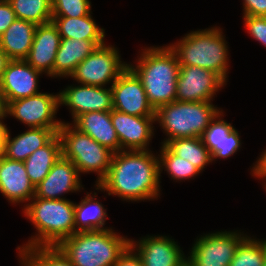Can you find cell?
Instances as JSON below:
<instances>
[{"label":"cell","instance_id":"34","mask_svg":"<svg viewBox=\"0 0 266 266\" xmlns=\"http://www.w3.org/2000/svg\"><path fill=\"white\" fill-rule=\"evenodd\" d=\"M247 32L266 47V17L243 16Z\"/></svg>","mask_w":266,"mask_h":266},{"label":"cell","instance_id":"20","mask_svg":"<svg viewBox=\"0 0 266 266\" xmlns=\"http://www.w3.org/2000/svg\"><path fill=\"white\" fill-rule=\"evenodd\" d=\"M222 116L224 114L221 109L201 137L211 153L212 161H216L217 158H229L241 147L238 131L231 123L223 120Z\"/></svg>","mask_w":266,"mask_h":266},{"label":"cell","instance_id":"7","mask_svg":"<svg viewBox=\"0 0 266 266\" xmlns=\"http://www.w3.org/2000/svg\"><path fill=\"white\" fill-rule=\"evenodd\" d=\"M57 134L62 156L72 161L79 173L95 172L98 177L95 185H98L107 176L114 153L71 123L62 122Z\"/></svg>","mask_w":266,"mask_h":266},{"label":"cell","instance_id":"40","mask_svg":"<svg viewBox=\"0 0 266 266\" xmlns=\"http://www.w3.org/2000/svg\"><path fill=\"white\" fill-rule=\"evenodd\" d=\"M11 59L5 54V52L0 48V79L7 68L8 63Z\"/></svg>","mask_w":266,"mask_h":266},{"label":"cell","instance_id":"17","mask_svg":"<svg viewBox=\"0 0 266 266\" xmlns=\"http://www.w3.org/2000/svg\"><path fill=\"white\" fill-rule=\"evenodd\" d=\"M41 75L25 60H11L0 79L6 103L40 93L38 82Z\"/></svg>","mask_w":266,"mask_h":266},{"label":"cell","instance_id":"19","mask_svg":"<svg viewBox=\"0 0 266 266\" xmlns=\"http://www.w3.org/2000/svg\"><path fill=\"white\" fill-rule=\"evenodd\" d=\"M0 192L10 203L29 202L35 195L24 162L0 158Z\"/></svg>","mask_w":266,"mask_h":266},{"label":"cell","instance_id":"24","mask_svg":"<svg viewBox=\"0 0 266 266\" xmlns=\"http://www.w3.org/2000/svg\"><path fill=\"white\" fill-rule=\"evenodd\" d=\"M36 27L35 23L16 18L0 36V48L11 60H25L32 47Z\"/></svg>","mask_w":266,"mask_h":266},{"label":"cell","instance_id":"23","mask_svg":"<svg viewBox=\"0 0 266 266\" xmlns=\"http://www.w3.org/2000/svg\"><path fill=\"white\" fill-rule=\"evenodd\" d=\"M58 130L59 128H29L14 138H11L8 130L4 144V157L24 162L35 150L46 145Z\"/></svg>","mask_w":266,"mask_h":266},{"label":"cell","instance_id":"4","mask_svg":"<svg viewBox=\"0 0 266 266\" xmlns=\"http://www.w3.org/2000/svg\"><path fill=\"white\" fill-rule=\"evenodd\" d=\"M169 47L177 55L180 66L204 68L227 82L228 45L220 27L192 31Z\"/></svg>","mask_w":266,"mask_h":266},{"label":"cell","instance_id":"37","mask_svg":"<svg viewBox=\"0 0 266 266\" xmlns=\"http://www.w3.org/2000/svg\"><path fill=\"white\" fill-rule=\"evenodd\" d=\"M114 266H143V264L137 253L129 246Z\"/></svg>","mask_w":266,"mask_h":266},{"label":"cell","instance_id":"28","mask_svg":"<svg viewBox=\"0 0 266 266\" xmlns=\"http://www.w3.org/2000/svg\"><path fill=\"white\" fill-rule=\"evenodd\" d=\"M165 146L176 156L188 160L200 171L212 163V156L202 138H178L168 141Z\"/></svg>","mask_w":266,"mask_h":266},{"label":"cell","instance_id":"15","mask_svg":"<svg viewBox=\"0 0 266 266\" xmlns=\"http://www.w3.org/2000/svg\"><path fill=\"white\" fill-rule=\"evenodd\" d=\"M130 247L136 251L143 266H180L187 257L181 247L167 236L156 235L130 239Z\"/></svg>","mask_w":266,"mask_h":266},{"label":"cell","instance_id":"12","mask_svg":"<svg viewBox=\"0 0 266 266\" xmlns=\"http://www.w3.org/2000/svg\"><path fill=\"white\" fill-rule=\"evenodd\" d=\"M113 109L133 116H155L141 80L129 68L110 86Z\"/></svg>","mask_w":266,"mask_h":266},{"label":"cell","instance_id":"32","mask_svg":"<svg viewBox=\"0 0 266 266\" xmlns=\"http://www.w3.org/2000/svg\"><path fill=\"white\" fill-rule=\"evenodd\" d=\"M161 151L158 154L159 158V169L160 176L161 171H167L171 179L173 180H187L193 178L201 173V171L190 163L179 156L174 155L165 145L161 144Z\"/></svg>","mask_w":266,"mask_h":266},{"label":"cell","instance_id":"3","mask_svg":"<svg viewBox=\"0 0 266 266\" xmlns=\"http://www.w3.org/2000/svg\"><path fill=\"white\" fill-rule=\"evenodd\" d=\"M31 202V203H30ZM25 204L23 213L34 224L37 234L17 250L36 246H57L63 239L76 233L75 203L69 199L33 197Z\"/></svg>","mask_w":266,"mask_h":266},{"label":"cell","instance_id":"30","mask_svg":"<svg viewBox=\"0 0 266 266\" xmlns=\"http://www.w3.org/2000/svg\"><path fill=\"white\" fill-rule=\"evenodd\" d=\"M17 19L43 25L52 22L51 0H8Z\"/></svg>","mask_w":266,"mask_h":266},{"label":"cell","instance_id":"16","mask_svg":"<svg viewBox=\"0 0 266 266\" xmlns=\"http://www.w3.org/2000/svg\"><path fill=\"white\" fill-rule=\"evenodd\" d=\"M80 173L72 161L63 156L55 162L46 177L35 186V197L42 199H65L63 194L80 192Z\"/></svg>","mask_w":266,"mask_h":266},{"label":"cell","instance_id":"29","mask_svg":"<svg viewBox=\"0 0 266 266\" xmlns=\"http://www.w3.org/2000/svg\"><path fill=\"white\" fill-rule=\"evenodd\" d=\"M22 266H74L58 246L20 248Z\"/></svg>","mask_w":266,"mask_h":266},{"label":"cell","instance_id":"6","mask_svg":"<svg viewBox=\"0 0 266 266\" xmlns=\"http://www.w3.org/2000/svg\"><path fill=\"white\" fill-rule=\"evenodd\" d=\"M220 112L211 101H173L155 110V121L168 136L161 144L178 138H201Z\"/></svg>","mask_w":266,"mask_h":266},{"label":"cell","instance_id":"26","mask_svg":"<svg viewBox=\"0 0 266 266\" xmlns=\"http://www.w3.org/2000/svg\"><path fill=\"white\" fill-rule=\"evenodd\" d=\"M92 13L83 17H52L61 38L104 40L105 29L98 27Z\"/></svg>","mask_w":266,"mask_h":266},{"label":"cell","instance_id":"42","mask_svg":"<svg viewBox=\"0 0 266 266\" xmlns=\"http://www.w3.org/2000/svg\"><path fill=\"white\" fill-rule=\"evenodd\" d=\"M180 266H192L190 262L186 259Z\"/></svg>","mask_w":266,"mask_h":266},{"label":"cell","instance_id":"1","mask_svg":"<svg viewBox=\"0 0 266 266\" xmlns=\"http://www.w3.org/2000/svg\"><path fill=\"white\" fill-rule=\"evenodd\" d=\"M126 201L160 197L159 158L151 150H122L113 154L107 176L95 186Z\"/></svg>","mask_w":266,"mask_h":266},{"label":"cell","instance_id":"18","mask_svg":"<svg viewBox=\"0 0 266 266\" xmlns=\"http://www.w3.org/2000/svg\"><path fill=\"white\" fill-rule=\"evenodd\" d=\"M61 37L53 22L37 25L32 47L25 61L48 77H53V67L56 53L61 43Z\"/></svg>","mask_w":266,"mask_h":266},{"label":"cell","instance_id":"35","mask_svg":"<svg viewBox=\"0 0 266 266\" xmlns=\"http://www.w3.org/2000/svg\"><path fill=\"white\" fill-rule=\"evenodd\" d=\"M16 15L8 0L0 2V36L15 21Z\"/></svg>","mask_w":266,"mask_h":266},{"label":"cell","instance_id":"5","mask_svg":"<svg viewBox=\"0 0 266 266\" xmlns=\"http://www.w3.org/2000/svg\"><path fill=\"white\" fill-rule=\"evenodd\" d=\"M112 228L76 232L57 246L74 266H114L130 246V238Z\"/></svg>","mask_w":266,"mask_h":266},{"label":"cell","instance_id":"14","mask_svg":"<svg viewBox=\"0 0 266 266\" xmlns=\"http://www.w3.org/2000/svg\"><path fill=\"white\" fill-rule=\"evenodd\" d=\"M59 104L69 107L74 121L86 112L111 111L113 109L112 91L110 87L71 85L59 92Z\"/></svg>","mask_w":266,"mask_h":266},{"label":"cell","instance_id":"2","mask_svg":"<svg viewBox=\"0 0 266 266\" xmlns=\"http://www.w3.org/2000/svg\"><path fill=\"white\" fill-rule=\"evenodd\" d=\"M141 53L137 64H128V67L141 80L151 106L156 110L162 105L176 101L180 69L177 55L169 45L148 47Z\"/></svg>","mask_w":266,"mask_h":266},{"label":"cell","instance_id":"10","mask_svg":"<svg viewBox=\"0 0 266 266\" xmlns=\"http://www.w3.org/2000/svg\"><path fill=\"white\" fill-rule=\"evenodd\" d=\"M59 93H38L26 98L10 101L6 115L13 116L29 128H60L62 122L56 120Z\"/></svg>","mask_w":266,"mask_h":266},{"label":"cell","instance_id":"33","mask_svg":"<svg viewBox=\"0 0 266 266\" xmlns=\"http://www.w3.org/2000/svg\"><path fill=\"white\" fill-rule=\"evenodd\" d=\"M52 17H83L91 12L90 0H51Z\"/></svg>","mask_w":266,"mask_h":266},{"label":"cell","instance_id":"8","mask_svg":"<svg viewBox=\"0 0 266 266\" xmlns=\"http://www.w3.org/2000/svg\"><path fill=\"white\" fill-rule=\"evenodd\" d=\"M112 45L103 44L88 55L70 76L78 84L105 87L113 84L127 69L128 64L121 61L119 52Z\"/></svg>","mask_w":266,"mask_h":266},{"label":"cell","instance_id":"22","mask_svg":"<svg viewBox=\"0 0 266 266\" xmlns=\"http://www.w3.org/2000/svg\"><path fill=\"white\" fill-rule=\"evenodd\" d=\"M104 40H83L62 38L53 67L54 77H70L76 67L90 55Z\"/></svg>","mask_w":266,"mask_h":266},{"label":"cell","instance_id":"38","mask_svg":"<svg viewBox=\"0 0 266 266\" xmlns=\"http://www.w3.org/2000/svg\"><path fill=\"white\" fill-rule=\"evenodd\" d=\"M252 176H266V149L261 153L259 159L251 169Z\"/></svg>","mask_w":266,"mask_h":266},{"label":"cell","instance_id":"25","mask_svg":"<svg viewBox=\"0 0 266 266\" xmlns=\"http://www.w3.org/2000/svg\"><path fill=\"white\" fill-rule=\"evenodd\" d=\"M60 156H62L61 140L56 134L46 145L35 150L24 161L26 172L34 186L46 177Z\"/></svg>","mask_w":266,"mask_h":266},{"label":"cell","instance_id":"13","mask_svg":"<svg viewBox=\"0 0 266 266\" xmlns=\"http://www.w3.org/2000/svg\"><path fill=\"white\" fill-rule=\"evenodd\" d=\"M111 120L122 150H149L155 116H133L111 110Z\"/></svg>","mask_w":266,"mask_h":266},{"label":"cell","instance_id":"39","mask_svg":"<svg viewBox=\"0 0 266 266\" xmlns=\"http://www.w3.org/2000/svg\"><path fill=\"white\" fill-rule=\"evenodd\" d=\"M7 115L0 116V158L4 156V144L8 132V128L6 124H4L3 120Z\"/></svg>","mask_w":266,"mask_h":266},{"label":"cell","instance_id":"27","mask_svg":"<svg viewBox=\"0 0 266 266\" xmlns=\"http://www.w3.org/2000/svg\"><path fill=\"white\" fill-rule=\"evenodd\" d=\"M88 194L81 202L75 203V230L76 232L110 229L105 226L107 212L101 202L97 201V193L94 196Z\"/></svg>","mask_w":266,"mask_h":266},{"label":"cell","instance_id":"43","mask_svg":"<svg viewBox=\"0 0 266 266\" xmlns=\"http://www.w3.org/2000/svg\"><path fill=\"white\" fill-rule=\"evenodd\" d=\"M256 178H260V179L262 178L263 180L266 181V176H256ZM264 183H265L264 186H265V190H266V182H264Z\"/></svg>","mask_w":266,"mask_h":266},{"label":"cell","instance_id":"36","mask_svg":"<svg viewBox=\"0 0 266 266\" xmlns=\"http://www.w3.org/2000/svg\"><path fill=\"white\" fill-rule=\"evenodd\" d=\"M243 16L266 17V0H243Z\"/></svg>","mask_w":266,"mask_h":266},{"label":"cell","instance_id":"31","mask_svg":"<svg viewBox=\"0 0 266 266\" xmlns=\"http://www.w3.org/2000/svg\"><path fill=\"white\" fill-rule=\"evenodd\" d=\"M266 240L246 236L238 245L229 266H264Z\"/></svg>","mask_w":266,"mask_h":266},{"label":"cell","instance_id":"21","mask_svg":"<svg viewBox=\"0 0 266 266\" xmlns=\"http://www.w3.org/2000/svg\"><path fill=\"white\" fill-rule=\"evenodd\" d=\"M72 125L89 135L113 153L121 151L120 142L111 120V111H91L78 116Z\"/></svg>","mask_w":266,"mask_h":266},{"label":"cell","instance_id":"9","mask_svg":"<svg viewBox=\"0 0 266 266\" xmlns=\"http://www.w3.org/2000/svg\"><path fill=\"white\" fill-rule=\"evenodd\" d=\"M247 235L236 231H219L196 239L187 260L192 266H229L239 243Z\"/></svg>","mask_w":266,"mask_h":266},{"label":"cell","instance_id":"11","mask_svg":"<svg viewBox=\"0 0 266 266\" xmlns=\"http://www.w3.org/2000/svg\"><path fill=\"white\" fill-rule=\"evenodd\" d=\"M226 83L215 73L198 66H180L176 101H213Z\"/></svg>","mask_w":266,"mask_h":266},{"label":"cell","instance_id":"41","mask_svg":"<svg viewBox=\"0 0 266 266\" xmlns=\"http://www.w3.org/2000/svg\"><path fill=\"white\" fill-rule=\"evenodd\" d=\"M6 113H7V103L4 98V94L0 88V116L6 115Z\"/></svg>","mask_w":266,"mask_h":266}]
</instances>
